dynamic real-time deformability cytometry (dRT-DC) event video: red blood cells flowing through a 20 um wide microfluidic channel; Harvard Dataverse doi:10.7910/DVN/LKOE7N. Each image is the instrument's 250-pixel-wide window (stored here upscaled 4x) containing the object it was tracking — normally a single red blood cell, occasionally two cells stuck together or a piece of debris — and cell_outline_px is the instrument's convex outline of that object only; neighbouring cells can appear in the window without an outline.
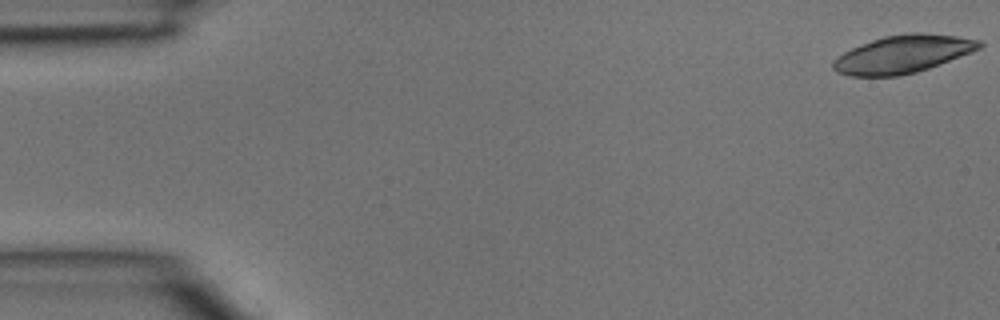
{"species": "common noctule bat (a hibernating species)", "species_latin": "Nyctalus noctula", "temperature_condition": "room temperature", "stored_images_in_passage": 4, "camera_frame_rate_fps": 3000, "um_per_image_px": 0.085, "animal": {"sex": "male", "body_mass_g": 15.6}, "frame": {"image": 1, "passage_image": 1, "time_ms": 0.0, "image_size_px": [1000, 320], "cell_outline_px": [[984, 44], [980, 48], [972, 52], [928, 68], [916, 72], [900, 76], [852, 76], [836, 72], [832, 68], [832, 60], [836, 56], [860, 44], [884, 36], [908, 32], [920, 32], [956, 36], [980, 40]], "centroid_in_image_um": [76.71, 4.6], "position_along_channel_um": 8.3, "area_um2": 32.25}}